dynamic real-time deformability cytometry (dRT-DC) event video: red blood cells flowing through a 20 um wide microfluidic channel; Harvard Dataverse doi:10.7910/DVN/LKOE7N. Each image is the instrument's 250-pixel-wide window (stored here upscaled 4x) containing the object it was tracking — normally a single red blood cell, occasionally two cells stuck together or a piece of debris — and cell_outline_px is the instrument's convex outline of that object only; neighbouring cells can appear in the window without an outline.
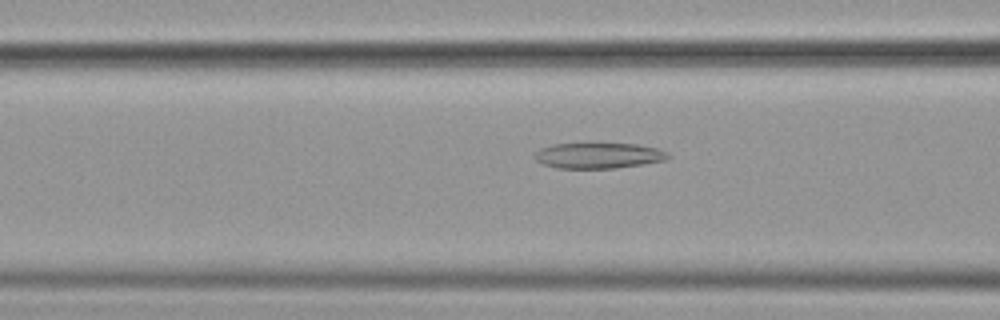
{"species": "common noctule bat (a hibernating species)", "species_latin": "Nyctalus noctula", "temperature_condition": "cold", "stored_images_in_passage": 15, "camera_frame_rate_fps": 3000, "um_per_image_px": 0.085, "animal": {"sex": "female", "body_mass_g": 19.9}, "frame": {"image": 1, "passage_image": 7, "time_ms": 2.0, "image_size_px": [1000, 320], "cell_outline_px": [[672, 156], [668, 160], [644, 164], [616, 168], [556, 168], [544, 164], [536, 160], [532, 156], [540, 148], [552, 144], [636, 144], [656, 148], [668, 152]], "centroid_in_image_um": [50.9, 13.23], "position_along_channel_um": 115.7, "area_um2": 20.0}}
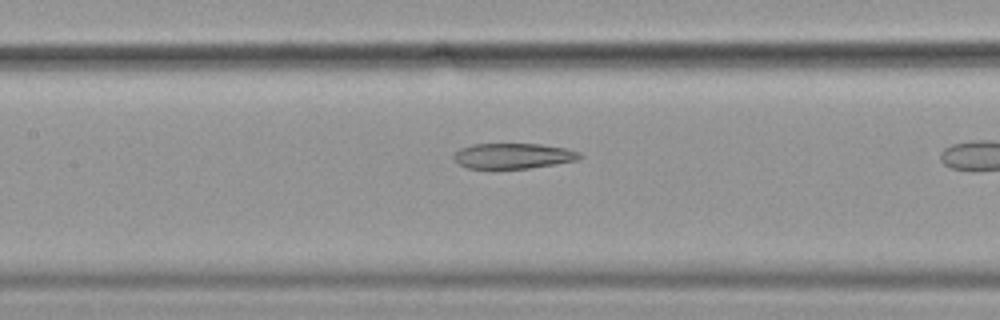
{"frame": {"image": 2, "passage_image": 11, "time_ms": 3.333, "image_size_px": [1000, 320], "cell_outline_px": [[584, 156], [576, 160], [528, 168], [468, 168], [452, 160], [452, 156], [460, 148], [472, 144], [540, 144], [568, 148], [580, 152]], "centroid_in_image_um": [43.61, 13.24], "position_along_channel_um": 163.8, "area_um2": 18.61}}